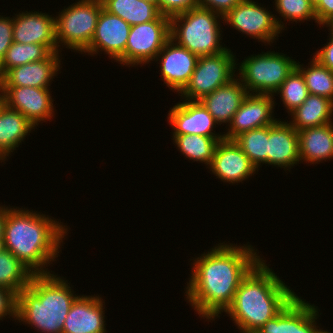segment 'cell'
Instances as JSON below:
<instances>
[{
  "label": "cell",
  "instance_id": "6da1fadb",
  "mask_svg": "<svg viewBox=\"0 0 333 333\" xmlns=\"http://www.w3.org/2000/svg\"><path fill=\"white\" fill-rule=\"evenodd\" d=\"M195 258L186 296L203 319L214 320L231 305L242 279L263 258L251 245L220 243Z\"/></svg>",
  "mask_w": 333,
  "mask_h": 333
},
{
  "label": "cell",
  "instance_id": "7a4b0ae2",
  "mask_svg": "<svg viewBox=\"0 0 333 333\" xmlns=\"http://www.w3.org/2000/svg\"><path fill=\"white\" fill-rule=\"evenodd\" d=\"M64 227L48 215L8 207L2 247L34 274H50L46 266L58 257L62 239L67 235L68 228Z\"/></svg>",
  "mask_w": 333,
  "mask_h": 333
},
{
  "label": "cell",
  "instance_id": "3957f363",
  "mask_svg": "<svg viewBox=\"0 0 333 333\" xmlns=\"http://www.w3.org/2000/svg\"><path fill=\"white\" fill-rule=\"evenodd\" d=\"M264 261L242 279L225 311L241 331H257L296 296Z\"/></svg>",
  "mask_w": 333,
  "mask_h": 333
},
{
  "label": "cell",
  "instance_id": "277c9868",
  "mask_svg": "<svg viewBox=\"0 0 333 333\" xmlns=\"http://www.w3.org/2000/svg\"><path fill=\"white\" fill-rule=\"evenodd\" d=\"M53 274H34L16 298V319L40 333H62L74 295L68 281ZM69 284V285H68Z\"/></svg>",
  "mask_w": 333,
  "mask_h": 333
},
{
  "label": "cell",
  "instance_id": "5b68a950",
  "mask_svg": "<svg viewBox=\"0 0 333 333\" xmlns=\"http://www.w3.org/2000/svg\"><path fill=\"white\" fill-rule=\"evenodd\" d=\"M219 19L223 17L209 9L192 8L170 18V38L198 56L219 54L227 49L220 45Z\"/></svg>",
  "mask_w": 333,
  "mask_h": 333
},
{
  "label": "cell",
  "instance_id": "8992f818",
  "mask_svg": "<svg viewBox=\"0 0 333 333\" xmlns=\"http://www.w3.org/2000/svg\"><path fill=\"white\" fill-rule=\"evenodd\" d=\"M296 63L283 53L262 52L255 56L251 55L241 62L238 77L247 93L275 96L274 93L296 67Z\"/></svg>",
  "mask_w": 333,
  "mask_h": 333
},
{
  "label": "cell",
  "instance_id": "52a82bcc",
  "mask_svg": "<svg viewBox=\"0 0 333 333\" xmlns=\"http://www.w3.org/2000/svg\"><path fill=\"white\" fill-rule=\"evenodd\" d=\"M102 8L101 0H80L64 7L55 17L57 46L82 54L91 43Z\"/></svg>",
  "mask_w": 333,
  "mask_h": 333
},
{
  "label": "cell",
  "instance_id": "ba28073f",
  "mask_svg": "<svg viewBox=\"0 0 333 333\" xmlns=\"http://www.w3.org/2000/svg\"><path fill=\"white\" fill-rule=\"evenodd\" d=\"M235 55L230 49L208 56H199L196 68L186 87L180 92L182 98L199 101L218 87L228 83L236 74Z\"/></svg>",
  "mask_w": 333,
  "mask_h": 333
},
{
  "label": "cell",
  "instance_id": "9c48e42d",
  "mask_svg": "<svg viewBox=\"0 0 333 333\" xmlns=\"http://www.w3.org/2000/svg\"><path fill=\"white\" fill-rule=\"evenodd\" d=\"M169 38L170 18L162 14L153 21L131 26L125 52L116 62L130 67L155 61Z\"/></svg>",
  "mask_w": 333,
  "mask_h": 333
},
{
  "label": "cell",
  "instance_id": "30bf717a",
  "mask_svg": "<svg viewBox=\"0 0 333 333\" xmlns=\"http://www.w3.org/2000/svg\"><path fill=\"white\" fill-rule=\"evenodd\" d=\"M260 6L252 0H242L223 16V21L237 31L270 45L284 30V24Z\"/></svg>",
  "mask_w": 333,
  "mask_h": 333
},
{
  "label": "cell",
  "instance_id": "8fae6325",
  "mask_svg": "<svg viewBox=\"0 0 333 333\" xmlns=\"http://www.w3.org/2000/svg\"><path fill=\"white\" fill-rule=\"evenodd\" d=\"M274 95L248 93L223 134L226 140H234L240 134L274 124Z\"/></svg>",
  "mask_w": 333,
  "mask_h": 333
},
{
  "label": "cell",
  "instance_id": "7c38bea8",
  "mask_svg": "<svg viewBox=\"0 0 333 333\" xmlns=\"http://www.w3.org/2000/svg\"><path fill=\"white\" fill-rule=\"evenodd\" d=\"M5 96V105L19 111L34 126L51 120L54 113L49 88L0 87ZM39 122V123H38Z\"/></svg>",
  "mask_w": 333,
  "mask_h": 333
},
{
  "label": "cell",
  "instance_id": "4fadbf2b",
  "mask_svg": "<svg viewBox=\"0 0 333 333\" xmlns=\"http://www.w3.org/2000/svg\"><path fill=\"white\" fill-rule=\"evenodd\" d=\"M198 59V55L191 53L171 38L166 41L156 57V61L159 60L161 64L162 80L177 93H180L188 84Z\"/></svg>",
  "mask_w": 333,
  "mask_h": 333
},
{
  "label": "cell",
  "instance_id": "5bb4252c",
  "mask_svg": "<svg viewBox=\"0 0 333 333\" xmlns=\"http://www.w3.org/2000/svg\"><path fill=\"white\" fill-rule=\"evenodd\" d=\"M318 308L297 295L276 315L261 326L258 333H317Z\"/></svg>",
  "mask_w": 333,
  "mask_h": 333
},
{
  "label": "cell",
  "instance_id": "9a60e30c",
  "mask_svg": "<svg viewBox=\"0 0 333 333\" xmlns=\"http://www.w3.org/2000/svg\"><path fill=\"white\" fill-rule=\"evenodd\" d=\"M208 168L217 178L229 184H238L258 171L236 142L226 139L217 143L213 160Z\"/></svg>",
  "mask_w": 333,
  "mask_h": 333
},
{
  "label": "cell",
  "instance_id": "2e32d148",
  "mask_svg": "<svg viewBox=\"0 0 333 333\" xmlns=\"http://www.w3.org/2000/svg\"><path fill=\"white\" fill-rule=\"evenodd\" d=\"M131 25L119 16H115L101 9L91 43L84 53L89 55L104 51L117 60L126 49Z\"/></svg>",
  "mask_w": 333,
  "mask_h": 333
},
{
  "label": "cell",
  "instance_id": "e0dca14e",
  "mask_svg": "<svg viewBox=\"0 0 333 333\" xmlns=\"http://www.w3.org/2000/svg\"><path fill=\"white\" fill-rule=\"evenodd\" d=\"M13 41L21 44H42L52 52H59L55 17L37 11L19 12L13 17Z\"/></svg>",
  "mask_w": 333,
  "mask_h": 333
},
{
  "label": "cell",
  "instance_id": "ac0fdd59",
  "mask_svg": "<svg viewBox=\"0 0 333 333\" xmlns=\"http://www.w3.org/2000/svg\"><path fill=\"white\" fill-rule=\"evenodd\" d=\"M173 135L196 134L206 137H224L213 133L216 121L200 101L177 103L168 113ZM212 131V132H211Z\"/></svg>",
  "mask_w": 333,
  "mask_h": 333
},
{
  "label": "cell",
  "instance_id": "d6986e66",
  "mask_svg": "<svg viewBox=\"0 0 333 333\" xmlns=\"http://www.w3.org/2000/svg\"><path fill=\"white\" fill-rule=\"evenodd\" d=\"M59 52H52L46 59L9 69L0 78V87L48 88L58 74L61 59Z\"/></svg>",
  "mask_w": 333,
  "mask_h": 333
},
{
  "label": "cell",
  "instance_id": "ffe728a7",
  "mask_svg": "<svg viewBox=\"0 0 333 333\" xmlns=\"http://www.w3.org/2000/svg\"><path fill=\"white\" fill-rule=\"evenodd\" d=\"M101 299L99 295H78L66 316L62 333H106L105 303Z\"/></svg>",
  "mask_w": 333,
  "mask_h": 333
},
{
  "label": "cell",
  "instance_id": "44dd1931",
  "mask_svg": "<svg viewBox=\"0 0 333 333\" xmlns=\"http://www.w3.org/2000/svg\"><path fill=\"white\" fill-rule=\"evenodd\" d=\"M299 161L298 132L288 121L269 125L267 164L290 169Z\"/></svg>",
  "mask_w": 333,
  "mask_h": 333
},
{
  "label": "cell",
  "instance_id": "7402d4cb",
  "mask_svg": "<svg viewBox=\"0 0 333 333\" xmlns=\"http://www.w3.org/2000/svg\"><path fill=\"white\" fill-rule=\"evenodd\" d=\"M236 76L228 83L218 87L199 100L207 111L213 116L216 123L230 124L233 115L239 109L243 99L248 94L246 88Z\"/></svg>",
  "mask_w": 333,
  "mask_h": 333
},
{
  "label": "cell",
  "instance_id": "603a6c76",
  "mask_svg": "<svg viewBox=\"0 0 333 333\" xmlns=\"http://www.w3.org/2000/svg\"><path fill=\"white\" fill-rule=\"evenodd\" d=\"M300 162L312 164L333 158V123L298 131Z\"/></svg>",
  "mask_w": 333,
  "mask_h": 333
},
{
  "label": "cell",
  "instance_id": "cb8c5ba5",
  "mask_svg": "<svg viewBox=\"0 0 333 333\" xmlns=\"http://www.w3.org/2000/svg\"><path fill=\"white\" fill-rule=\"evenodd\" d=\"M35 126L32 125L19 111L10 109L6 105L0 111V161L25 140V137ZM7 156V157H6Z\"/></svg>",
  "mask_w": 333,
  "mask_h": 333
},
{
  "label": "cell",
  "instance_id": "d4e9b609",
  "mask_svg": "<svg viewBox=\"0 0 333 333\" xmlns=\"http://www.w3.org/2000/svg\"><path fill=\"white\" fill-rule=\"evenodd\" d=\"M290 125L298 132L332 123L333 101L322 96L309 94L304 102L290 113Z\"/></svg>",
  "mask_w": 333,
  "mask_h": 333
},
{
  "label": "cell",
  "instance_id": "484cf974",
  "mask_svg": "<svg viewBox=\"0 0 333 333\" xmlns=\"http://www.w3.org/2000/svg\"><path fill=\"white\" fill-rule=\"evenodd\" d=\"M103 9L134 26L157 19L158 6L145 0H101Z\"/></svg>",
  "mask_w": 333,
  "mask_h": 333
},
{
  "label": "cell",
  "instance_id": "4316f807",
  "mask_svg": "<svg viewBox=\"0 0 333 333\" xmlns=\"http://www.w3.org/2000/svg\"><path fill=\"white\" fill-rule=\"evenodd\" d=\"M34 273L15 255L0 247V286L10 289L16 295L29 286Z\"/></svg>",
  "mask_w": 333,
  "mask_h": 333
},
{
  "label": "cell",
  "instance_id": "83f0119b",
  "mask_svg": "<svg viewBox=\"0 0 333 333\" xmlns=\"http://www.w3.org/2000/svg\"><path fill=\"white\" fill-rule=\"evenodd\" d=\"M177 148L189 160L199 161L210 166L216 145L224 137H206L194 134L173 135Z\"/></svg>",
  "mask_w": 333,
  "mask_h": 333
},
{
  "label": "cell",
  "instance_id": "f1b7e54d",
  "mask_svg": "<svg viewBox=\"0 0 333 333\" xmlns=\"http://www.w3.org/2000/svg\"><path fill=\"white\" fill-rule=\"evenodd\" d=\"M51 53L52 51L46 45L21 44L13 41L0 63V78L11 68L41 61Z\"/></svg>",
  "mask_w": 333,
  "mask_h": 333
},
{
  "label": "cell",
  "instance_id": "f546056e",
  "mask_svg": "<svg viewBox=\"0 0 333 333\" xmlns=\"http://www.w3.org/2000/svg\"><path fill=\"white\" fill-rule=\"evenodd\" d=\"M309 66L304 68L296 63L308 88L309 94L326 97L333 101V72L313 57Z\"/></svg>",
  "mask_w": 333,
  "mask_h": 333
},
{
  "label": "cell",
  "instance_id": "4dcf8cb0",
  "mask_svg": "<svg viewBox=\"0 0 333 333\" xmlns=\"http://www.w3.org/2000/svg\"><path fill=\"white\" fill-rule=\"evenodd\" d=\"M269 126L252 129L237 136L234 141L258 169L267 164Z\"/></svg>",
  "mask_w": 333,
  "mask_h": 333
},
{
  "label": "cell",
  "instance_id": "1f68e13d",
  "mask_svg": "<svg viewBox=\"0 0 333 333\" xmlns=\"http://www.w3.org/2000/svg\"><path fill=\"white\" fill-rule=\"evenodd\" d=\"M275 93L280 95L288 114L298 108L309 95L303 75L296 67Z\"/></svg>",
  "mask_w": 333,
  "mask_h": 333
},
{
  "label": "cell",
  "instance_id": "d6a6232c",
  "mask_svg": "<svg viewBox=\"0 0 333 333\" xmlns=\"http://www.w3.org/2000/svg\"><path fill=\"white\" fill-rule=\"evenodd\" d=\"M275 8L285 20L304 22L313 19L317 22L314 5L309 0H275Z\"/></svg>",
  "mask_w": 333,
  "mask_h": 333
},
{
  "label": "cell",
  "instance_id": "836d02e7",
  "mask_svg": "<svg viewBox=\"0 0 333 333\" xmlns=\"http://www.w3.org/2000/svg\"><path fill=\"white\" fill-rule=\"evenodd\" d=\"M198 6V0H158L159 12L168 18Z\"/></svg>",
  "mask_w": 333,
  "mask_h": 333
},
{
  "label": "cell",
  "instance_id": "e575fe53",
  "mask_svg": "<svg viewBox=\"0 0 333 333\" xmlns=\"http://www.w3.org/2000/svg\"><path fill=\"white\" fill-rule=\"evenodd\" d=\"M13 43V18L0 16V63Z\"/></svg>",
  "mask_w": 333,
  "mask_h": 333
},
{
  "label": "cell",
  "instance_id": "d590c367",
  "mask_svg": "<svg viewBox=\"0 0 333 333\" xmlns=\"http://www.w3.org/2000/svg\"><path fill=\"white\" fill-rule=\"evenodd\" d=\"M16 298L13 291L0 286V320L8 315L16 320Z\"/></svg>",
  "mask_w": 333,
  "mask_h": 333
},
{
  "label": "cell",
  "instance_id": "8d00e7d4",
  "mask_svg": "<svg viewBox=\"0 0 333 333\" xmlns=\"http://www.w3.org/2000/svg\"><path fill=\"white\" fill-rule=\"evenodd\" d=\"M242 0H198L199 6L225 16Z\"/></svg>",
  "mask_w": 333,
  "mask_h": 333
},
{
  "label": "cell",
  "instance_id": "74e56055",
  "mask_svg": "<svg viewBox=\"0 0 333 333\" xmlns=\"http://www.w3.org/2000/svg\"><path fill=\"white\" fill-rule=\"evenodd\" d=\"M318 25H327L333 21V0H319L314 6Z\"/></svg>",
  "mask_w": 333,
  "mask_h": 333
},
{
  "label": "cell",
  "instance_id": "f35d334b",
  "mask_svg": "<svg viewBox=\"0 0 333 333\" xmlns=\"http://www.w3.org/2000/svg\"><path fill=\"white\" fill-rule=\"evenodd\" d=\"M330 32V41L325 44V47L323 46L321 50L314 53V58L333 72V32L331 30Z\"/></svg>",
  "mask_w": 333,
  "mask_h": 333
},
{
  "label": "cell",
  "instance_id": "ab89813d",
  "mask_svg": "<svg viewBox=\"0 0 333 333\" xmlns=\"http://www.w3.org/2000/svg\"><path fill=\"white\" fill-rule=\"evenodd\" d=\"M7 208L6 206H0V247H2L4 241Z\"/></svg>",
  "mask_w": 333,
  "mask_h": 333
},
{
  "label": "cell",
  "instance_id": "60d3db41",
  "mask_svg": "<svg viewBox=\"0 0 333 333\" xmlns=\"http://www.w3.org/2000/svg\"><path fill=\"white\" fill-rule=\"evenodd\" d=\"M5 106V96L3 91L0 88V111Z\"/></svg>",
  "mask_w": 333,
  "mask_h": 333
},
{
  "label": "cell",
  "instance_id": "b9f144b4",
  "mask_svg": "<svg viewBox=\"0 0 333 333\" xmlns=\"http://www.w3.org/2000/svg\"><path fill=\"white\" fill-rule=\"evenodd\" d=\"M145 1L158 6V0H145Z\"/></svg>",
  "mask_w": 333,
  "mask_h": 333
},
{
  "label": "cell",
  "instance_id": "7bdbcfd3",
  "mask_svg": "<svg viewBox=\"0 0 333 333\" xmlns=\"http://www.w3.org/2000/svg\"><path fill=\"white\" fill-rule=\"evenodd\" d=\"M241 333H258L256 330L253 331H240Z\"/></svg>",
  "mask_w": 333,
  "mask_h": 333
},
{
  "label": "cell",
  "instance_id": "ee69618b",
  "mask_svg": "<svg viewBox=\"0 0 333 333\" xmlns=\"http://www.w3.org/2000/svg\"><path fill=\"white\" fill-rule=\"evenodd\" d=\"M327 26L330 28L329 30H331L333 32V21L330 24H328Z\"/></svg>",
  "mask_w": 333,
  "mask_h": 333
},
{
  "label": "cell",
  "instance_id": "f6af8a7d",
  "mask_svg": "<svg viewBox=\"0 0 333 333\" xmlns=\"http://www.w3.org/2000/svg\"><path fill=\"white\" fill-rule=\"evenodd\" d=\"M317 333H332V332H328V331H325V330L319 329V330L317 331Z\"/></svg>",
  "mask_w": 333,
  "mask_h": 333
},
{
  "label": "cell",
  "instance_id": "bcb514c9",
  "mask_svg": "<svg viewBox=\"0 0 333 333\" xmlns=\"http://www.w3.org/2000/svg\"><path fill=\"white\" fill-rule=\"evenodd\" d=\"M314 6L319 2V0H309Z\"/></svg>",
  "mask_w": 333,
  "mask_h": 333
}]
</instances>
